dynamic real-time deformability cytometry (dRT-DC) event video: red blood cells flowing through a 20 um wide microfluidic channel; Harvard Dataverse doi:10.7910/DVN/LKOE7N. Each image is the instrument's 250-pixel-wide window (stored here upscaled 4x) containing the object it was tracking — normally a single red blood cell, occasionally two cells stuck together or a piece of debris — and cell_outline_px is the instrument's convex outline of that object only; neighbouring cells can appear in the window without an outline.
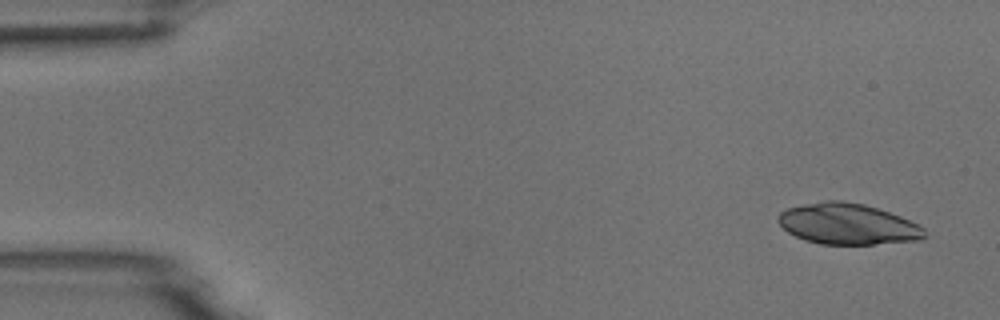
{"species": "common noctule bat (a hibernating species)", "species_latin": "Nyctalus noctula", "temperature_condition": "room temperature", "stored_images_in_passage": 4, "camera_frame_rate_fps": 3000, "um_per_image_px": 0.085, "animal": {"sex": "male", "body_mass_g": 18.8}, "frame": {"image": 1, "passage_image": 1, "time_ms": 0.0, "image_size_px": [1000, 320], "cell_outline_px": [[928, 236], [920, 240], [876, 244], [820, 244], [804, 240], [788, 232], [776, 220], [776, 216], [780, 212], [788, 208], [804, 204], [824, 200], [840, 200], [864, 204], [900, 216], [920, 224], [924, 228]], "centroid_in_image_um": [72.07, 19.04], "position_along_channel_um": 12.9, "area_um2": 35.14}}